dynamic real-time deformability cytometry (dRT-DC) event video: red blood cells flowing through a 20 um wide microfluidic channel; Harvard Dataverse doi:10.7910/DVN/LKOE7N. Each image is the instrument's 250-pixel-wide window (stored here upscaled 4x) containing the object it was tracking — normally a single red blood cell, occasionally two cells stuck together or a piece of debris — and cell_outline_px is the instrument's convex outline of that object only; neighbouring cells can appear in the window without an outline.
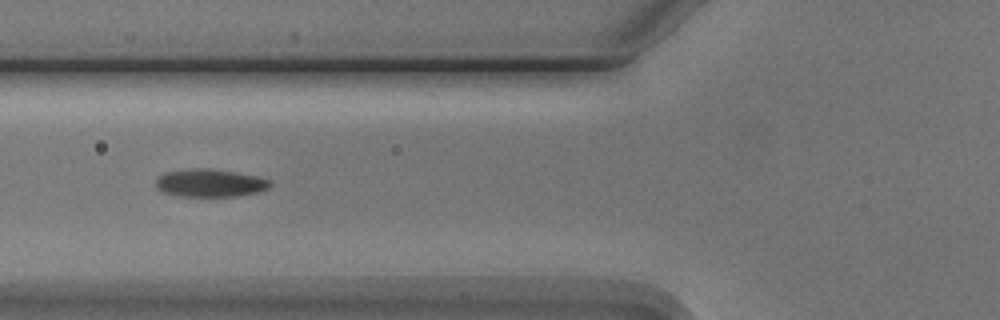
{"species": "Egyptian fruit bat (a non-hibernating species)", "species_latin": "Rousettus aegyptiacus", "temperature_condition": "cold", "stored_images_in_passage": 4, "camera_frame_rate_fps": 3000, "um_per_image_px": 0.085, "animal": {"sex": "male"}, "frame": {"image": 1, "passage_image": 4, "time_ms": 3.667, "image_size_px": [1000, 320], "cell_outline_px": [[272, 184], [268, 188], [260, 192], [236, 196], [176, 196], [164, 192], [156, 188], [156, 176], [164, 172], [196, 168], [208, 168], [256, 176], [268, 180]], "centroid_in_image_um": [17.81, 15.56], "position_along_channel_um": 108.0, "area_um2": 18.5}}